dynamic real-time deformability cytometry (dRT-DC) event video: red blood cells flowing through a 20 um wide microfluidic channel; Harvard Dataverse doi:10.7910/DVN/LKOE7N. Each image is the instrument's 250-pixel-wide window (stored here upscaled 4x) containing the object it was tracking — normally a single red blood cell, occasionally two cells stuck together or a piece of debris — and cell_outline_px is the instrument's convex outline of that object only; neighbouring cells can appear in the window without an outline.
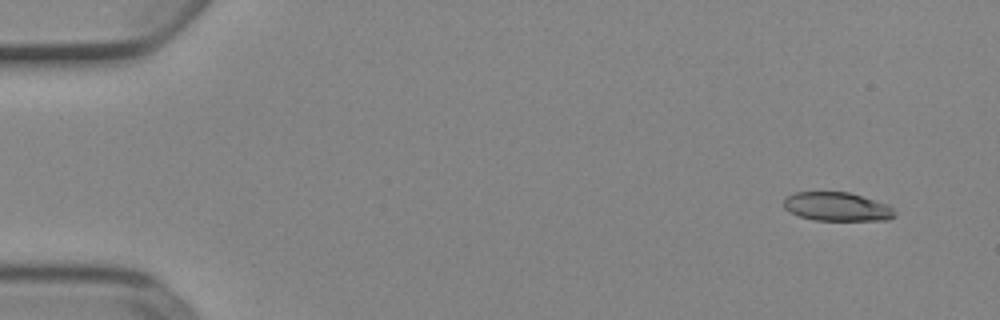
{"species": "Egyptian fruit bat (a non-hibernating species)", "species_latin": "Rousettus aegyptiacus", "temperature_condition": "cold", "stored_images_in_passage": 5, "camera_frame_rate_fps": 3000, "um_per_image_px": 0.085, "animal": {"sex": "female"}, "frame": {"image": 1, "passage_image": 2, "time_ms": 0.333, "image_size_px": [1000, 320], "cell_outline_px": [[896, 216], [888, 220], [812, 220], [800, 216], [784, 208], [784, 196], [796, 192], [848, 192], [888, 204], [896, 212]], "centroid_in_image_um": [71.15, 17.57], "position_along_channel_um": 13.8, "area_um2": 18.61}}
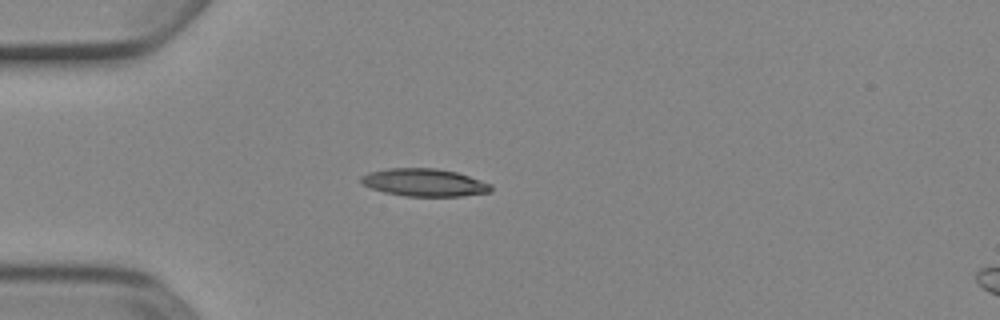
{"frame": {"image": 2, "passage_image": 5, "time_ms": 1.333, "image_size_px": [1000, 320], "cell_outline_px": [[492, 192], [460, 196], [404, 196], [384, 192], [360, 184], [360, 176], [368, 172], [388, 168], [436, 168], [456, 172], [492, 184]], "centroid_in_image_um": [36.04, 15.51], "position_along_channel_um": 49.0, "area_um2": 21.04}}